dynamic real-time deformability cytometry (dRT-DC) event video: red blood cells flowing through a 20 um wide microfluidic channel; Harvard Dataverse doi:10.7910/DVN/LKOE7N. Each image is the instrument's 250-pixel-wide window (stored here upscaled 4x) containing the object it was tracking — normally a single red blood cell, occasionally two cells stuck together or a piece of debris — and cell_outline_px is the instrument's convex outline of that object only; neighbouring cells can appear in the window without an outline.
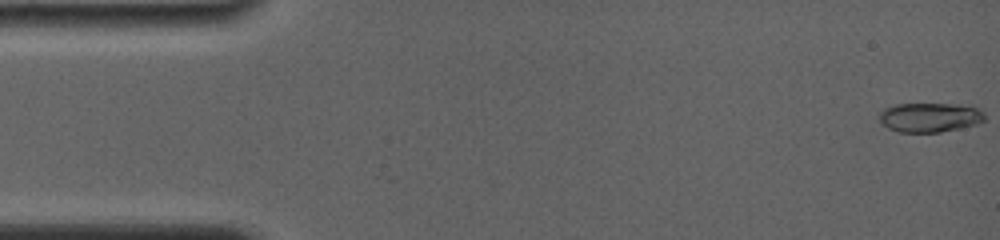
{"species": "common noctule bat (a hibernating species)", "species_latin": "Nyctalus noctula", "temperature_condition": "room temperature", "stored_images_in_passage": 10, "camera_frame_rate_fps": 4000, "um_per_image_px": 0.085, "animal": {"sex": "female", "body_mass_g": 19.0, "forearm_length_mm": 56.7}, "frame": {"image": 1, "passage_image": 1, "time_ms": 0.0, "image_size_px": [1000, 240], "cell_outline_px": [[984, 120], [976, 124], [960, 128], [940, 132], [900, 132], [888, 128], [880, 124], [880, 112], [884, 108], [896, 104], [952, 104], [976, 108], [984, 112]], "centroid_in_image_um": [78.99, 9.98], "position_along_channel_um": 6.0, "area_um2": 17.92}}
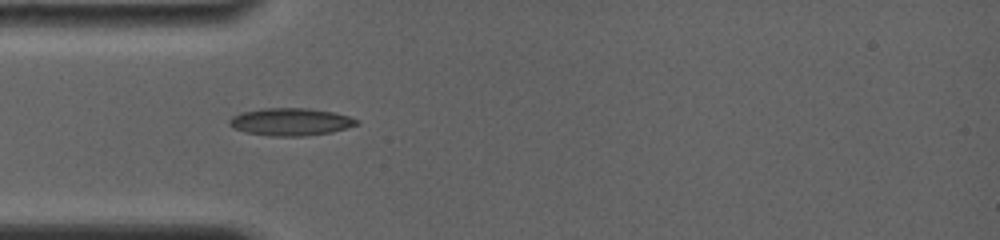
{"frame": {"image": 2, "passage_image": 7, "time_ms": 4.75, "image_size_px": [1000, 240], "cell_outline_px": [[360, 124], [332, 132], [304, 136], [272, 136], [244, 132], [232, 128], [228, 124], [228, 120], [232, 116], [240, 112], [264, 108], [308, 108], [332, 112], [348, 116], [360, 120]], "centroid_in_image_um": [24.68, 10.35], "position_along_channel_um": 60.3, "area_um2": 20.58}}
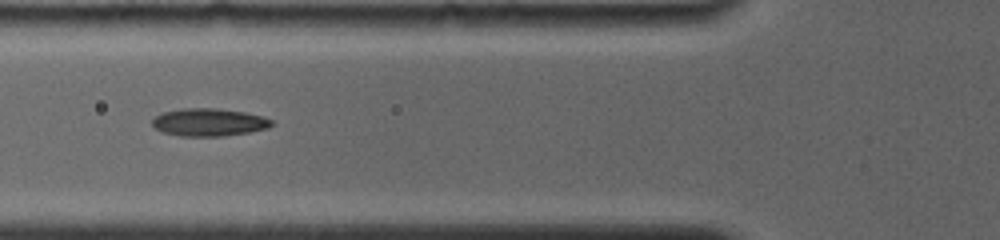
{"frame": {"image": 3, "passage_image": 9, "time_ms": 6.0, "image_size_px": [1000, 240], "cell_outline_px": [[276, 124], [268, 128], [248, 132], [220, 136], [180, 136], [160, 132], [152, 124], [152, 120], [160, 112], [180, 108], [216, 108], [244, 112], [264, 116], [272, 120]], "centroid_in_image_um": [17.75, 10.38], "position_along_channel_um": 108.1, "area_um2": 19.48}}